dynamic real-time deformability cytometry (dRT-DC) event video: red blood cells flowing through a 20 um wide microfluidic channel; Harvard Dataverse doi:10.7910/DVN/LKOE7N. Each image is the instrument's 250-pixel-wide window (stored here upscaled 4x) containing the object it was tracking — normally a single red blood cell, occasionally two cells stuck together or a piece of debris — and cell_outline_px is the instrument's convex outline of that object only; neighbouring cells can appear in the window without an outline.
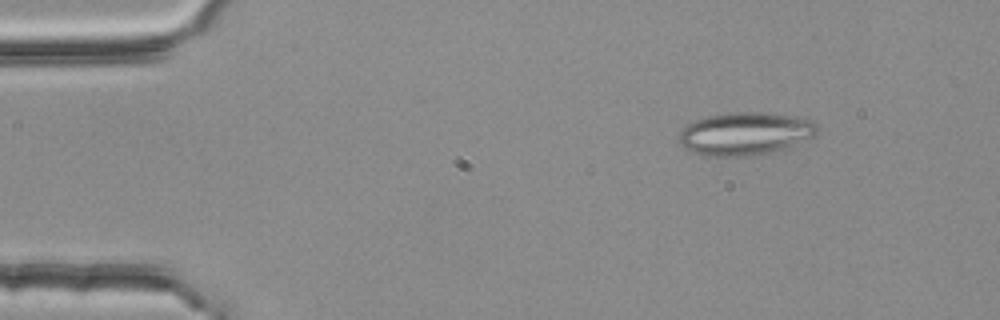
{"species": "common noctule bat (a hibernating species)", "species_latin": "Nyctalus noctula", "temperature_condition": "room temperature", "stored_images_in_passage": 4, "camera_frame_rate_fps": 3000, "um_per_image_px": 0.085, "animal": {"sex": "female", "body_mass_g": 25.1}, "frame": {"image": 1, "passage_image": 2, "time_ms": 0.333, "image_size_px": [1000, 320], "cell_outline_px": [[820, 128], [812, 136], [788, 148], [748, 156], [704, 156], [692, 152], [680, 140], [680, 132], [688, 124], [704, 116], [728, 112], [764, 112], [796, 116], [808, 120], [816, 124]], "centroid_in_image_um": [63.35, 11.35], "position_along_channel_um": 21.7, "area_um2": 34.33}}